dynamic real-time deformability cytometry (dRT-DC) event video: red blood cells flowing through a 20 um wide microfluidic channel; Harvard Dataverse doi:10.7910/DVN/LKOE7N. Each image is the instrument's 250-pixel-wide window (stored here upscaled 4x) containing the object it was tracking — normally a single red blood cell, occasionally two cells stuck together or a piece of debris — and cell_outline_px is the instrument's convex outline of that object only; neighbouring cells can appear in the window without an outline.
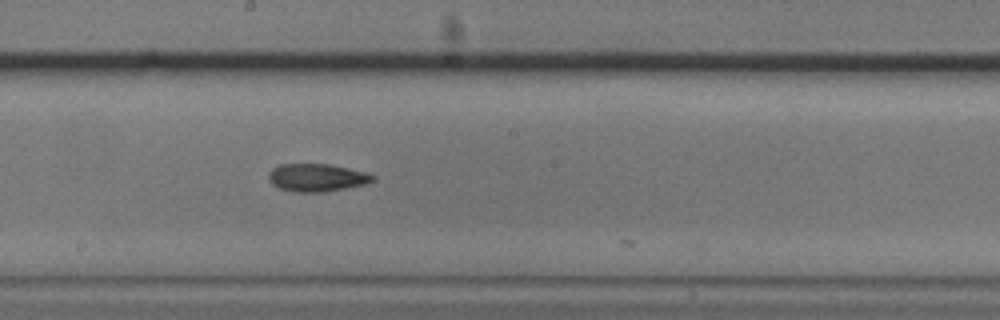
{"species": "common noctule bat (a hibernating species)", "species_latin": "Nyctalus noctula", "temperature_condition": "cold", "stored_images_in_passage": 24, "camera_frame_rate_fps": 3000, "um_per_image_px": 0.085, "animal": {"sex": "male", "body_mass_g": 20.5, "forearm_length_mm": 52.5}, "frame": {"image": 1, "passage_image": 17, "time_ms": 5.333, "image_size_px": [1000, 320], "cell_outline_px": [[376, 176], [368, 184], [324, 192], [292, 192], [280, 188], [272, 184], [268, 176], [268, 172], [272, 168], [280, 164], [328, 164], [368, 172]], "centroid_in_image_um": [26.94, 15.1], "position_along_channel_um": 221.3, "area_um2": 16.99}}
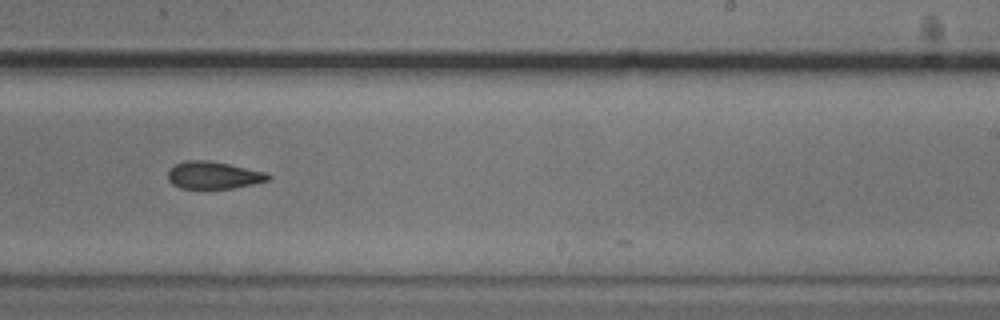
{"frame": {"image": 2, "passage_image": 21, "time_ms": 6.667, "image_size_px": [1000, 320], "cell_outline_px": [[272, 176], [268, 180], [252, 184], [232, 188], [180, 188], [172, 184], [168, 180], [168, 168], [184, 160], [208, 160], [268, 172]], "centroid_in_image_um": [18.13, 14.88], "position_along_channel_um": 270.9, "area_um2": 16.01}}